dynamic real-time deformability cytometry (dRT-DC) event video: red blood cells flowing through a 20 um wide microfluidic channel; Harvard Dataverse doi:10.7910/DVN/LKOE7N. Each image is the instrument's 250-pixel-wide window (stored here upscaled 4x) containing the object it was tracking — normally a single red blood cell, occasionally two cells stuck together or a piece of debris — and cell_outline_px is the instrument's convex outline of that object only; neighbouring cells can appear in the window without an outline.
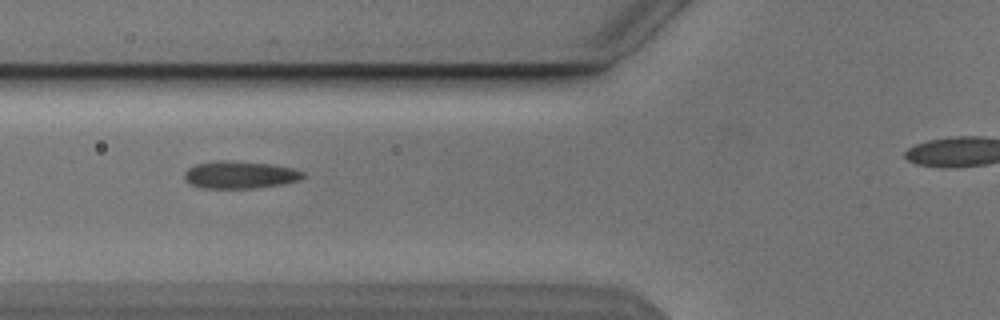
{"species": "Egyptian fruit bat (a non-hibernating species)", "species_latin": "Rousettus aegyptiacus", "temperature_condition": "cold", "stored_images_in_passage": 5, "camera_frame_rate_fps": 3000, "um_per_image_px": 0.085, "animal": {"sex": "male"}, "frame": {"image": 1, "passage_image": 3, "time_ms": 2.333, "image_size_px": [1000, 320], "cell_outline_px": [[304, 176], [300, 180], [280, 184], [252, 188], [204, 188], [192, 184], [184, 180], [184, 172], [188, 168], [196, 164], [216, 160], [224, 160], [272, 164], [292, 168], [304, 172]], "centroid_in_image_um": [20.37, 14.85], "position_along_channel_um": 105.4, "area_um2": 18.84}}
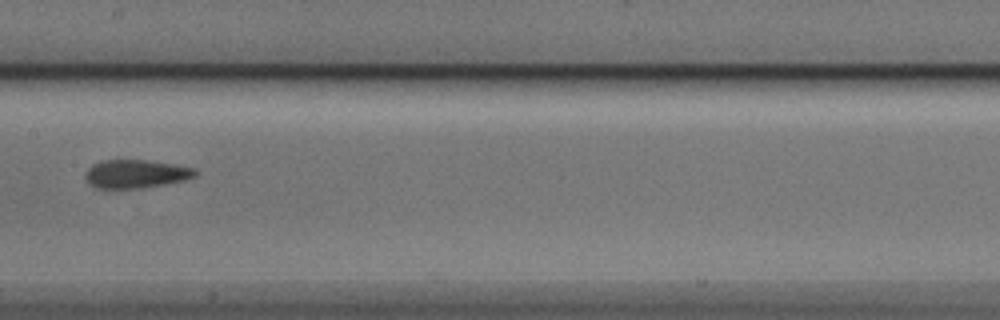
{"frame": {"image": 2, "passage_image": 5, "time_ms": 4.667, "image_size_px": [1000, 320], "cell_outline_px": [[200, 172], [196, 176], [184, 180], [144, 188], [96, 188], [88, 184], [84, 176], [88, 168], [92, 164], [104, 160], [144, 160], [172, 164], [196, 168]], "centroid_in_image_um": [11.55, 14.78], "position_along_channel_um": 195.9, "area_um2": 18.26}}